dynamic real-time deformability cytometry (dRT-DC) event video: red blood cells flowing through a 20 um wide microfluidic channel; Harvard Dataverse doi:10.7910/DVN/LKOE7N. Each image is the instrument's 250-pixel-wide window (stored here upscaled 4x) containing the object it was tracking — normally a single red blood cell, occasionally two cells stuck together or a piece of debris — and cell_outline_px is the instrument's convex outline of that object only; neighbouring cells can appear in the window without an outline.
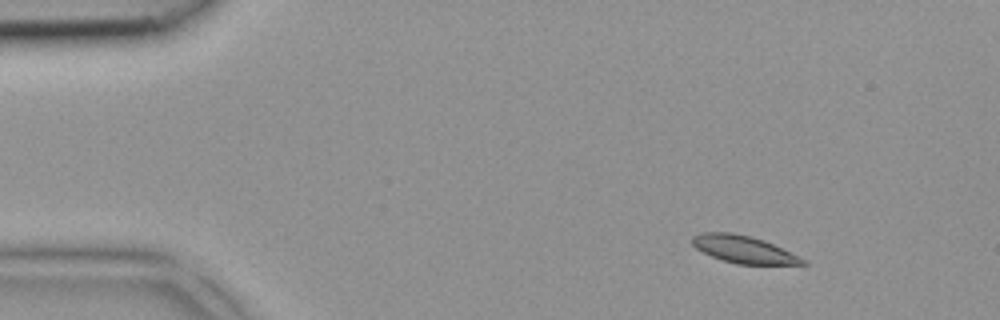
{"species": "common noctule bat (a hibernating species)", "species_latin": "Nyctalus noctula", "temperature_condition": "room temperature", "stored_images_in_passage": 2, "camera_frame_rate_fps": 3000, "um_per_image_px": 0.085, "animal": {"sex": "female", "body_mass_g": 18.4}, "frame": {"image": 1, "passage_image": 1, "time_ms": 0.0, "image_size_px": [1000, 320], "cell_outline_px": [[808, 264], [736, 264], [720, 260], [696, 248], [692, 244], [692, 236], [700, 232], [732, 232], [752, 236], [764, 240], [808, 260]], "centroid_in_image_um": [63.2, 21.19], "position_along_channel_um": 21.8, "area_um2": 17.69}}